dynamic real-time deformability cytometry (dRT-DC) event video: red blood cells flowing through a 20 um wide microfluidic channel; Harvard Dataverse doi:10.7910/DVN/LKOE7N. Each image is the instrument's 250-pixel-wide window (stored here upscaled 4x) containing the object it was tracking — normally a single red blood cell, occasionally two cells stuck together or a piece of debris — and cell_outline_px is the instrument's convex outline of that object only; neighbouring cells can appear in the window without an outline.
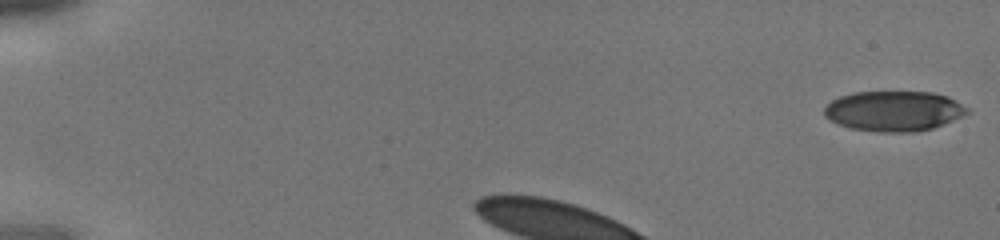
{"species": "human", "species_latin": "Homo sapiens", "temperature_condition": "cold", "stored_images_in_passage": 27, "camera_frame_rate_fps": 3000, "um_per_image_px": 0.085, "donor": {"sex": "male"}, "frame": {"image": 1, "passage_image": 1, "time_ms": 0.0, "image_size_px": [1000, 240], "cell_outline_px": [[968, 112], [952, 120], [932, 128], [916, 132], [876, 132], [852, 128], [840, 124], [824, 116], [824, 108], [832, 100], [840, 96], [856, 92], [932, 92], [948, 96], [968, 108]], "centroid_in_image_um": [75.97, 9.43], "position_along_channel_um": 9.0, "area_um2": 33.18}}
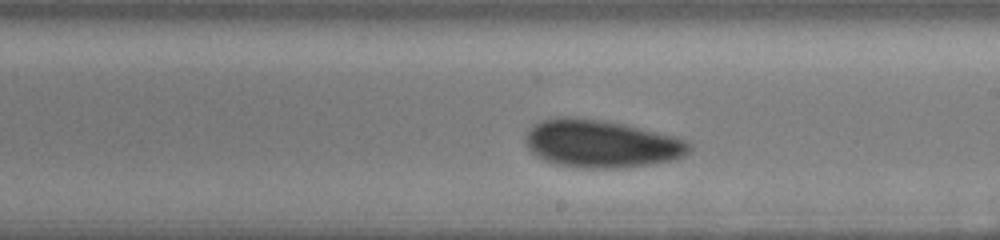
{"frame": {"image": 2, "passage_image": 17, "time_ms": 5.333, "image_size_px": [1000, 240], "cell_outline_px": [[692, 148], [684, 156], [676, 160], [620, 168], [580, 168], [556, 164], [544, 160], [536, 156], [528, 148], [524, 140], [524, 132], [532, 124], [540, 120], [552, 116], [572, 116], [600, 120], [624, 124], [676, 136], [688, 140], [692, 144]], "centroid_in_image_um": [51.07, 12.2], "position_along_channel_um": 237.9, "area_um2": 46.36}}
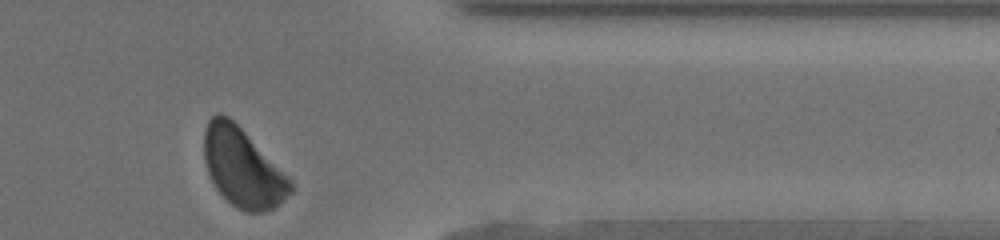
{"frame": {"image": 3, "passage_image": 27, "time_ms": 8.667, "image_size_px": [1000, 240], "cell_outline_px": [[292, 192], [272, 208], [260, 212], [248, 212], [232, 204], [216, 188], [208, 172], [204, 160], [204, 128], [208, 120], [216, 112], [220, 112], [228, 116], [292, 180]], "centroid_in_image_um": [20.59, 14.22], "position_along_channel_um": 390.8, "area_um2": 38.84}}